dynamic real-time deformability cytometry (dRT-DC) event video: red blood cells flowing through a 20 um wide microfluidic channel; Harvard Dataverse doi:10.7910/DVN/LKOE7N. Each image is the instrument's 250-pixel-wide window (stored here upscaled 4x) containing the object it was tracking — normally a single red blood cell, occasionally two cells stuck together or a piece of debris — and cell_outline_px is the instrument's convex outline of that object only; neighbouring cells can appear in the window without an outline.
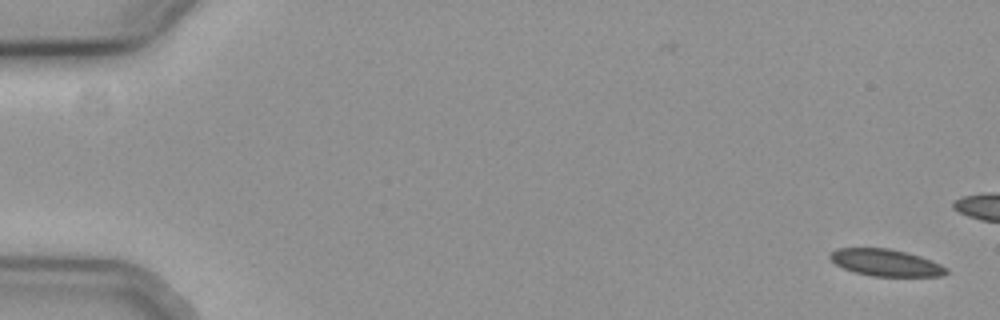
{"species": "common noctule bat (a hibernating species)", "species_latin": "Nyctalus noctula", "temperature_condition": "cold", "stored_images_in_passage": 18, "camera_frame_rate_fps": 3000, "um_per_image_px": 0.085, "animal": {"sex": "female", "body_mass_g": 19.3, "forearm_length_mm": 54.1}, "frame": {"image": 1, "passage_image": 1, "time_ms": 0.0, "image_size_px": [1000, 320], "cell_outline_px": [[948, 272], [940, 276], [872, 276], [852, 272], [836, 264], [828, 256], [836, 248], [888, 248], [920, 256], [940, 264], [948, 268]], "centroid_in_image_um": [75.27, 22.33], "position_along_channel_um": 9.7, "area_um2": 18.09}}